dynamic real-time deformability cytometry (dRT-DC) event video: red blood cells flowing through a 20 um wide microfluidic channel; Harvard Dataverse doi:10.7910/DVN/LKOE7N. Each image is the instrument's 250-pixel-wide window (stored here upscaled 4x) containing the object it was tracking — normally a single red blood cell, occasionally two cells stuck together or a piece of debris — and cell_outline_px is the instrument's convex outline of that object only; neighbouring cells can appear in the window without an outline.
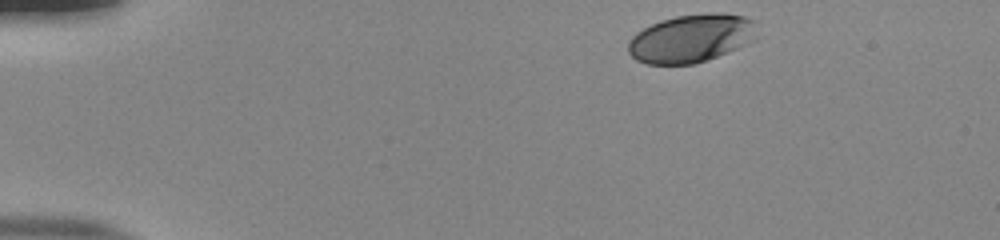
{"species": "human", "species_latin": "Homo sapiens", "temperature_condition": "room temperature", "stored_images_in_passage": 38, "camera_frame_rate_fps": 3000, "um_per_image_px": 0.085, "donor": {"sex": "male"}, "frame": {"image": 1, "passage_image": 1, "time_ms": 0.0, "image_size_px": [1000, 240], "cell_outline_px": [[756, 40], [728, 52], [692, 64], [648, 64], [636, 60], [628, 52], [628, 40], [636, 32], [660, 20], [676, 16], [712, 12], [724, 12], [744, 16], [756, 20]], "centroid_in_image_um": [58.78, 3.24], "position_along_channel_um": 26.2, "area_um2": 36.41}}
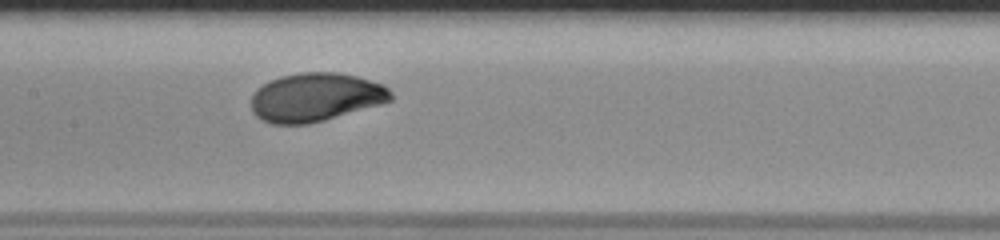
{"frame": {"image": 2, "passage_image": 20, "time_ms": 6.333, "image_size_px": [1000, 240], "cell_outline_px": [[392, 100], [380, 104], [324, 120], [308, 124], [272, 124], [256, 116], [252, 112], [252, 96], [256, 88], [280, 76], [300, 72], [336, 72], [356, 76], [384, 84], [392, 92]], "centroid_in_image_um": [26.82, 8.26], "position_along_channel_um": 180.6, "area_um2": 39.42}}
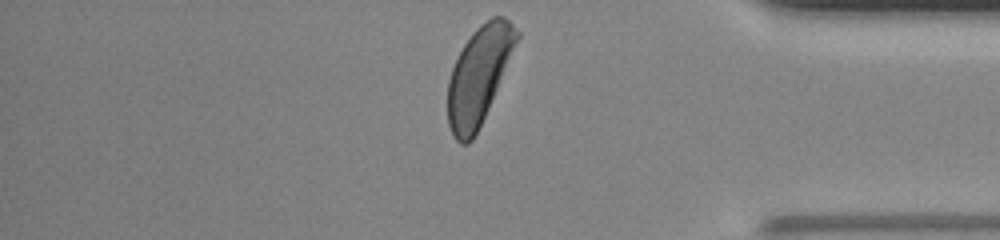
{"frame": {"image": 3, "passage_image": 38, "time_ms": 12.333, "image_size_px": [1000, 240], "cell_outline_px": [[520, 36], [484, 116], [472, 140], [468, 144], [460, 144], [452, 136], [448, 124], [448, 80], [452, 68], [464, 44], [476, 28], [480, 24], [492, 16], [504, 16], [520, 32]], "centroid_in_image_um": [40.69, 6.39], "position_along_channel_um": 394.5, "area_um2": 38.38}, "authors_computed_cell_mechanics": {"area_um2": 38.8705, "velocity_mm_per_s": 3.8808, "shape_relaxation_time_tau1_ms": 3.5007, "shape_relaxation_time_tau2_ms": null, "deformation_change_tau1": 0.168, "deformation_change_tau2": null}}